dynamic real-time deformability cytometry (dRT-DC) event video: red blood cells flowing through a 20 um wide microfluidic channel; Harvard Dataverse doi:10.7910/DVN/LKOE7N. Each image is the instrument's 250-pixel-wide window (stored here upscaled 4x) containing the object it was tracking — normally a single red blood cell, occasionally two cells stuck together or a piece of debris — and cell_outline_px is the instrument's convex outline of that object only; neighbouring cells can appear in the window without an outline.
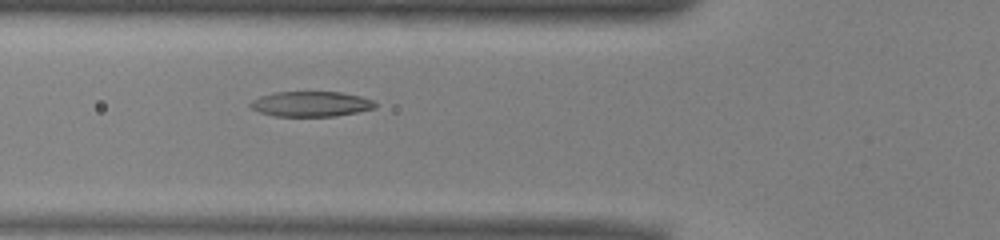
{"species": "common noctule bat (a hibernating species)", "species_latin": "Nyctalus noctula", "temperature_condition": "warm", "stored_images_in_passage": 34, "camera_frame_rate_fps": 3000, "um_per_image_px": 0.085, "animal": {"sex": "male", "body_mass_g": 13.0, "forearm_length_mm": 53.1}, "frame": {"image": 1, "passage_image": 10, "time_ms": 3.0, "image_size_px": [1000, 240], "cell_outline_px": [[376, 108], [336, 116], [276, 116], [260, 112], [252, 108], [248, 104], [252, 100], [260, 96], [276, 92], [340, 92], [360, 96], [372, 100], [376, 104]], "centroid_in_image_um": [26.43, 8.83], "position_along_channel_um": 99.4, "area_um2": 18.21}}
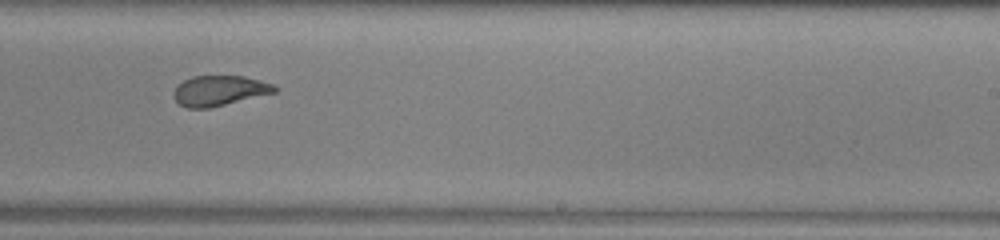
{"frame": {"image": 2, "passage_image": 23, "time_ms": 7.333, "image_size_px": [1000, 240], "cell_outline_px": [[280, 88], [276, 92], [208, 108], [188, 108], [180, 104], [172, 96], [172, 92], [184, 80], [192, 76], [244, 76], [260, 80], [272, 84]], "centroid_in_image_um": [18.65, 7.7], "position_along_channel_um": 270.3, "area_um2": 17.63}}
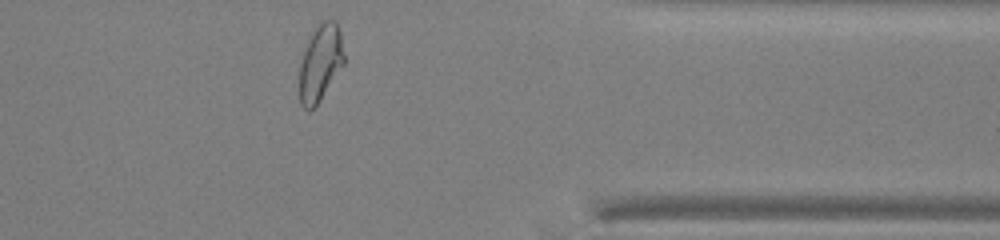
{"frame": {"image": 3, "passage_image": 33, "time_ms": 10.667, "image_size_px": [1000, 240], "cell_outline_px": [[344, 64], [316, 104], [308, 112], [300, 104], [300, 64], [308, 36], [316, 24], [324, 20], [336, 20], [340, 32], [344, 56]], "centroid_in_image_um": [27.22, 5.28], "position_along_channel_um": 384.2, "area_um2": 19.83}, "authors_computed_cell_mechanics": {"area_um2": 18.9295, "velocity_mm_per_s": 3.9494, "shape_relaxation_time_tau1_ms": 7.4202, "shape_relaxation_time_tau2_ms": 1.7869, "deformation_change_tau1": 0.2395, "deformation_change_tau2": 0.0824}}